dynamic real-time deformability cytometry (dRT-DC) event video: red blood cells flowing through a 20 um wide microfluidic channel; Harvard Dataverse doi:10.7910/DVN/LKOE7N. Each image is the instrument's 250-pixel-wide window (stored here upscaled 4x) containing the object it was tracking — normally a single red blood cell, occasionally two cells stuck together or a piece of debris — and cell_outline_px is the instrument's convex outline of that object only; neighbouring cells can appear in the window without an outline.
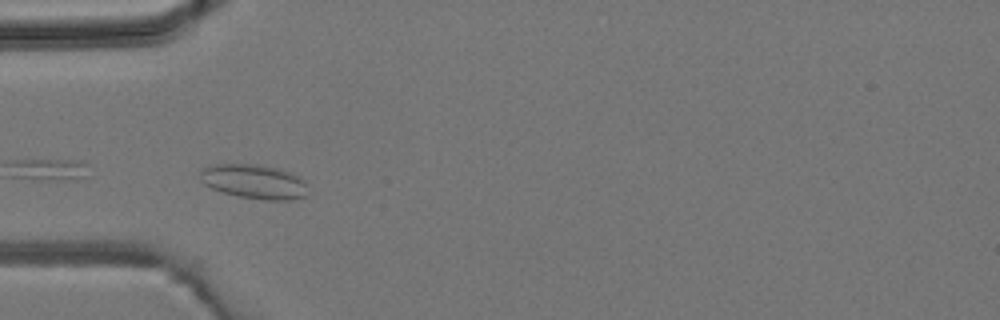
{"species": "common noctule bat (a hibernating species)", "species_latin": "Nyctalus noctula", "temperature_condition": "room temperature", "stored_images_in_passage": 4, "camera_frame_rate_fps": 3000, "um_per_image_px": 0.085, "animal": {"sex": "male", "body_mass_g": 19.2, "forearm_length_mm": 51.8}, "frame": {"image": 1, "passage_image": 3, "time_ms": 2.333, "image_size_px": [1000, 320], "cell_outline_px": [[304, 196], [292, 200], [264, 200], [240, 196], [224, 192], [212, 188], [204, 184], [200, 180], [200, 168], [208, 164], [260, 164], [276, 168], [300, 176], [304, 180]], "centroid_in_image_um": [21.53, 15.41], "position_along_channel_um": 63.5, "area_um2": 21.5}}